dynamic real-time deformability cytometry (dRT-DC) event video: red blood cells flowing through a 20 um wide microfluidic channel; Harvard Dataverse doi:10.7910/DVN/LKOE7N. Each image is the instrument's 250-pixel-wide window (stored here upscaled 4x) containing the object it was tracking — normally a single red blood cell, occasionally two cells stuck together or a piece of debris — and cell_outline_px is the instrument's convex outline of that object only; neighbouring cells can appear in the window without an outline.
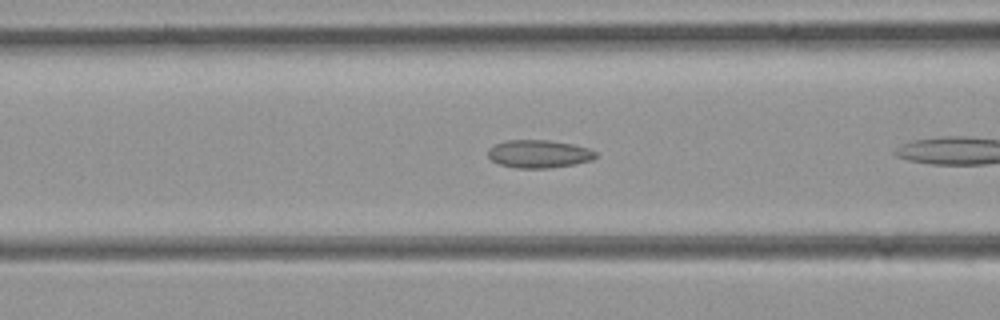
{"species": "common noctule bat (a hibernating species)", "species_latin": "Nyctalus noctula", "temperature_condition": "room temperature", "stored_images_in_passage": 7, "camera_frame_rate_fps": 3000, "um_per_image_px": 0.085, "animal": {"sex": "female", "body_mass_g": 21.9}, "frame": {"image": 1, "passage_image": 6, "time_ms": 1.667, "image_size_px": [1000, 320], "cell_outline_px": [[596, 156], [592, 160], [572, 164], [548, 168], [516, 168], [500, 164], [492, 160], [488, 156], [488, 148], [496, 144], [508, 140], [548, 140], [572, 144], [588, 148], [596, 152]], "centroid_in_image_um": [45.79, 13.08], "position_along_channel_um": 120.8, "area_um2": 17.34}}